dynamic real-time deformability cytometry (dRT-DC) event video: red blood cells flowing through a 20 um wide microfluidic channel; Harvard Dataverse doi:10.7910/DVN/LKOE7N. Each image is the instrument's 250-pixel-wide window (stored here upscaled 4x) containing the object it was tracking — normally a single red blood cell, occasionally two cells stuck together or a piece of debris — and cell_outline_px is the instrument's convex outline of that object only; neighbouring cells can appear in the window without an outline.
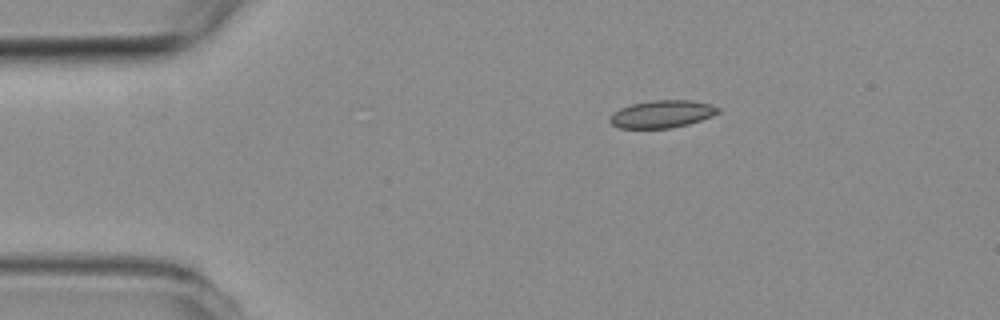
{"species": "common noctule bat (a hibernating species)", "species_latin": "Nyctalus noctula", "temperature_condition": "room temperature", "stored_images_in_passage": 3, "camera_frame_rate_fps": 3000, "um_per_image_px": 0.085, "animal": {"sex": "female", "body_mass_g": 19.3, "forearm_length_mm": 54.1}, "frame": {"image": 1, "passage_image": 1, "time_ms": 0.0, "image_size_px": [1000, 320], "cell_outline_px": [[720, 112], [712, 116], [688, 124], [672, 128], [620, 128], [612, 124], [608, 120], [612, 112], [620, 108], [632, 104], [652, 100], [692, 100], [712, 104], [720, 108]], "centroid_in_image_um": [56.27, 9.69], "position_along_channel_um": 28.7, "area_um2": 17.46}}
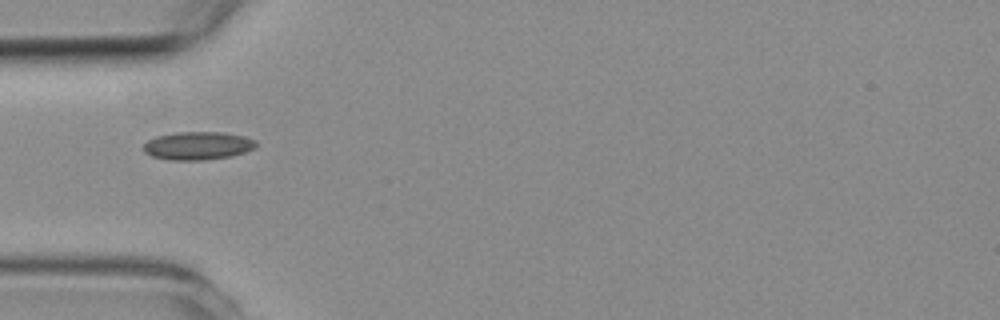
{"frame": {"image": 2, "passage_image": 3, "time_ms": 2.333, "image_size_px": [1000, 320], "cell_outline_px": [[256, 148], [232, 156], [204, 160], [168, 160], [152, 156], [144, 152], [144, 144], [148, 140], [156, 136], [176, 132], [220, 132], [244, 136], [256, 140]], "centroid_in_image_um": [16.81, 12.39], "position_along_channel_um": 68.2, "area_um2": 18.5}}